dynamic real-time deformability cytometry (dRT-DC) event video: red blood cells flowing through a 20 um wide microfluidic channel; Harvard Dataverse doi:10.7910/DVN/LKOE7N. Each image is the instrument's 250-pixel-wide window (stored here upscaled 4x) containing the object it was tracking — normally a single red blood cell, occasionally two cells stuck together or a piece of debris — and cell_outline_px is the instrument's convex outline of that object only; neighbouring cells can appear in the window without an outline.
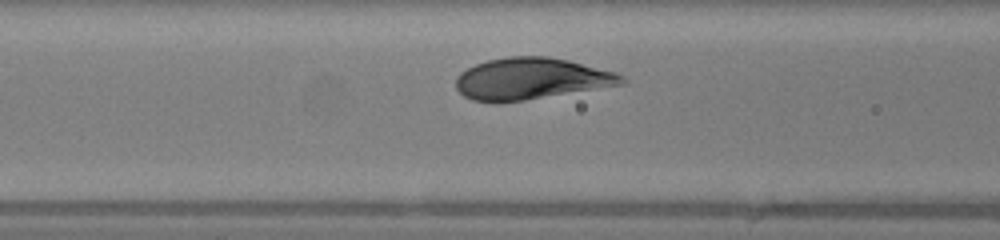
{"species": "human", "species_latin": "Homo sapiens", "temperature_condition": "warm", "stored_images_in_passage": 27, "camera_frame_rate_fps": 3000, "um_per_image_px": 0.085, "donor": {"sex": "female"}, "frame": {"image": 1, "passage_image": 8, "time_ms": 2.333, "image_size_px": [1000, 240], "cell_outline_px": [[628, 80], [624, 84], [524, 100], [472, 100], [464, 96], [456, 88], [456, 76], [460, 72], [476, 64], [488, 60], [508, 56], [548, 56], [568, 60], [616, 72], [624, 76]], "centroid_in_image_um": [45.18, 6.66], "position_along_channel_um": 121.4, "area_um2": 39.65}}
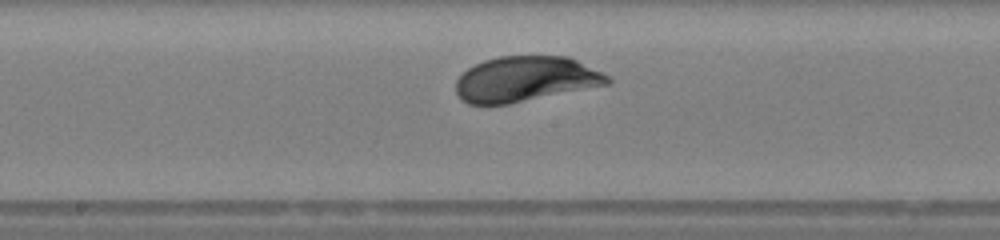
{"frame": {"image": 2, "passage_image": 14, "time_ms": 4.333, "image_size_px": [1000, 240], "cell_outline_px": [[612, 80], [608, 84], [508, 104], [468, 104], [460, 100], [456, 92], [456, 80], [468, 68], [484, 60], [496, 56], [568, 56], [608, 76]], "centroid_in_image_um": [44.61, 6.72], "position_along_channel_um": 203.6, "area_um2": 39.71}}
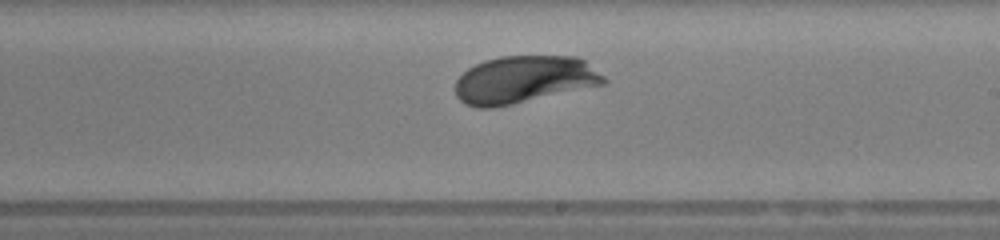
{"frame": {"image": 3, "passage_image": 17, "time_ms": 5.333, "image_size_px": [1000, 240], "cell_outline_px": [[608, 80], [604, 84], [512, 104], [492, 108], [476, 108], [464, 104], [456, 96], [456, 80], [468, 68], [484, 60], [500, 56], [576, 56], [584, 60], [604, 76]], "centroid_in_image_um": [44.52, 6.76], "position_along_channel_um": 244.5, "area_um2": 40.92}, "authors_computed_cell_mechanics": {"area_um2": 39.9398, "velocity_mm_per_s": 4.1048, "shape_relaxation_time_tau1_ms": 2.4669, "shape_relaxation_time_tau2_ms": null, "deformation_change_tau1": 0.1223, "deformation_change_tau2": null}}